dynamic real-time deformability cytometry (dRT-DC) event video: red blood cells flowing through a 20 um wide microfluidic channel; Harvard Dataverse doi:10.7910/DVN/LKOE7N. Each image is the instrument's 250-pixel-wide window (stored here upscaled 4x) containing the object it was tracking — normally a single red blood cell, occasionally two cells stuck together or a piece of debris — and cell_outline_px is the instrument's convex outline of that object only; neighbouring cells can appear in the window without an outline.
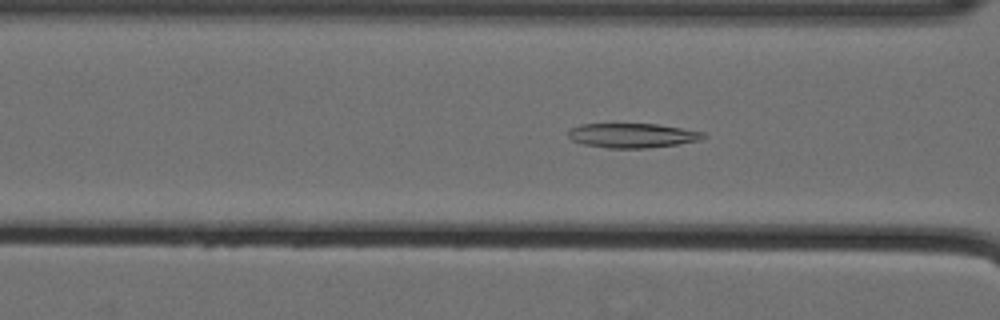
{"species": "Egyptian fruit bat (a non-hibernating species)", "species_latin": "Rousettus aegyptiacus", "temperature_condition": "cold", "stored_images_in_passage": 56, "camera_frame_rate_fps": 3000, "um_per_image_px": 0.085, "animal": {"sex": "female"}, "frame": {"image": 1, "passage_image": 23, "time_ms": 7.333, "image_size_px": [1000, 320], "cell_outline_px": [[708, 136], [700, 140], [676, 144], [648, 148], [608, 148], [584, 144], [572, 140], [568, 136], [568, 128], [580, 124], [656, 124], [704, 132]], "centroid_in_image_um": [53.73, 11.51], "position_along_channel_um": 112.9, "area_um2": 19.25}}
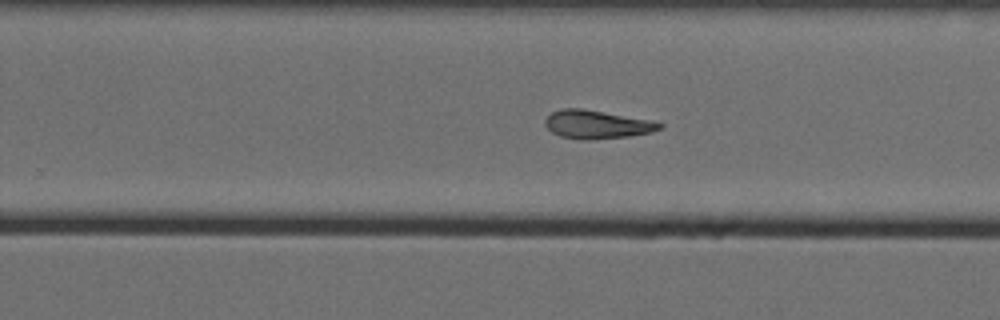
{"frame": {"image": 2, "passage_image": 37, "time_ms": 12.0, "image_size_px": [1000, 320], "cell_outline_px": [[664, 128], [652, 132], [628, 136], [588, 140], [580, 140], [560, 136], [552, 132], [544, 124], [544, 120], [552, 112], [560, 108], [584, 108], [648, 120], [664, 124]], "centroid_in_image_um": [50.71, 10.58], "position_along_channel_um": 279.1, "area_um2": 18.96}}
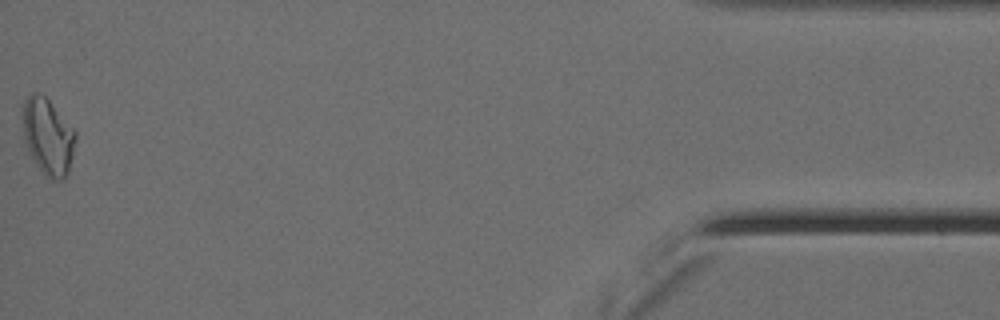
{"frame": {"image": 3, "passage_image": 56, "time_ms": 18.333, "image_size_px": [1000, 320], "cell_outline_px": [[76, 136], [72, 156], [68, 172], [60, 180], [52, 180], [44, 176], [36, 164], [24, 140], [24, 100], [28, 92], [40, 92], [48, 100], [76, 132]], "centroid_in_image_um": [4.07, 11.6], "position_along_channel_um": 431.1, "area_um2": 23.06}, "authors_computed_cell_mechanics": {"area_um2": 20.2589, "velocity_mm_per_s": 3.5655, "shape_relaxation_time_tau1_ms": null, "shape_relaxation_time_tau2_ms": 5.6196, "deformation_change_tau1": null, "deformation_change_tau2": 0.1375}}